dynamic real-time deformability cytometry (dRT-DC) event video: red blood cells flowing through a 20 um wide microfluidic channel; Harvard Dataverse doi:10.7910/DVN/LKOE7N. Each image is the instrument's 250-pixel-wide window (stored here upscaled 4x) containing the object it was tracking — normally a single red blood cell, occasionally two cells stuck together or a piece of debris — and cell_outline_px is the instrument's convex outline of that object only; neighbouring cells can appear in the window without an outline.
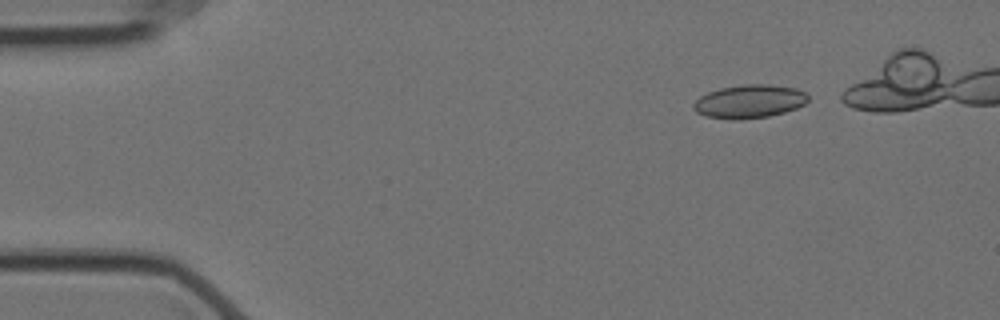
{"species": "Egyptian fruit bat (a non-hibernating species)", "species_latin": "Rousettus aegyptiacus", "temperature_condition": "cold", "stored_images_in_passage": 42, "camera_frame_rate_fps": 3000, "um_per_image_px": 0.085, "animal": {"sex": "female"}, "frame": {"image": 1, "passage_image": 3, "time_ms": 0.667, "image_size_px": [1000, 320], "cell_outline_px": [[808, 100], [804, 104], [796, 108], [784, 112], [768, 116], [740, 120], [732, 120], [708, 116], [696, 112], [692, 108], [692, 104], [700, 96], [708, 92], [720, 88], [744, 84], [768, 84], [796, 88], [804, 92], [808, 96]], "centroid_in_image_um": [63.68, 8.62], "position_along_channel_um": 21.3, "area_um2": 22.31}}
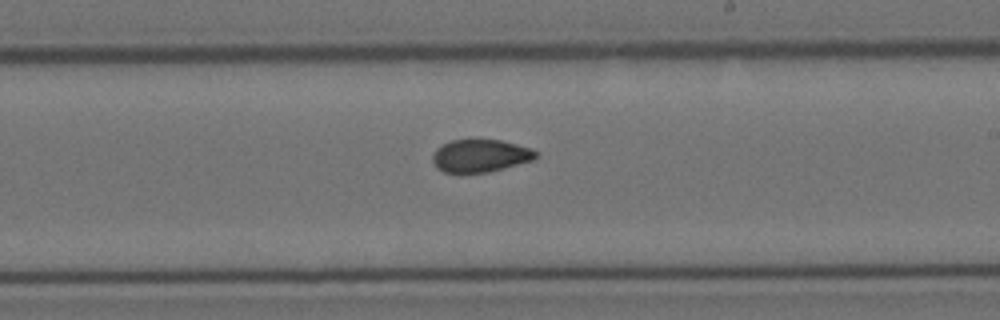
{"frame": {"image": 2, "passage_image": 29, "time_ms": 9.333, "image_size_px": [1000, 320], "cell_outline_px": [[536, 160], [488, 172], [460, 176], [444, 172], [436, 168], [432, 160], [432, 156], [436, 148], [452, 140], [500, 140], [532, 148], [536, 152]], "centroid_in_image_um": [40.79, 13.29], "position_along_channel_um": 248.2, "area_um2": 20.23}}
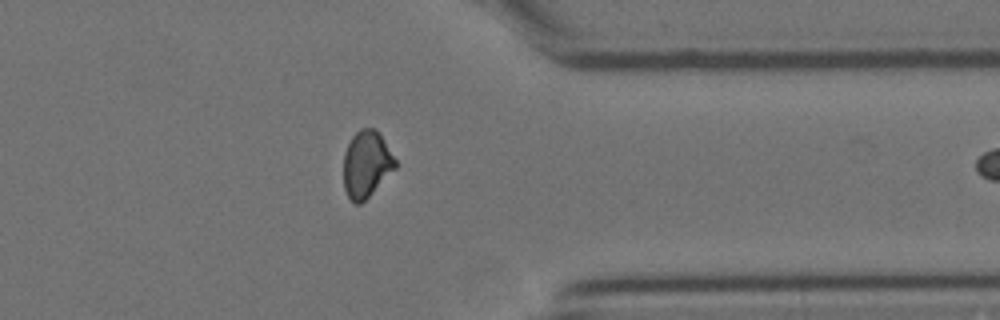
{"frame": {"image": 3, "passage_image": 41, "time_ms": 13.333, "image_size_px": [1000, 320], "cell_outline_px": [[396, 168], [360, 204], [356, 204], [348, 196], [344, 188], [344, 152], [352, 136], [360, 128], [376, 128], [396, 160]], "centroid_in_image_um": [31.14, 13.93], "position_along_channel_um": 380.3, "area_um2": 19.83}}